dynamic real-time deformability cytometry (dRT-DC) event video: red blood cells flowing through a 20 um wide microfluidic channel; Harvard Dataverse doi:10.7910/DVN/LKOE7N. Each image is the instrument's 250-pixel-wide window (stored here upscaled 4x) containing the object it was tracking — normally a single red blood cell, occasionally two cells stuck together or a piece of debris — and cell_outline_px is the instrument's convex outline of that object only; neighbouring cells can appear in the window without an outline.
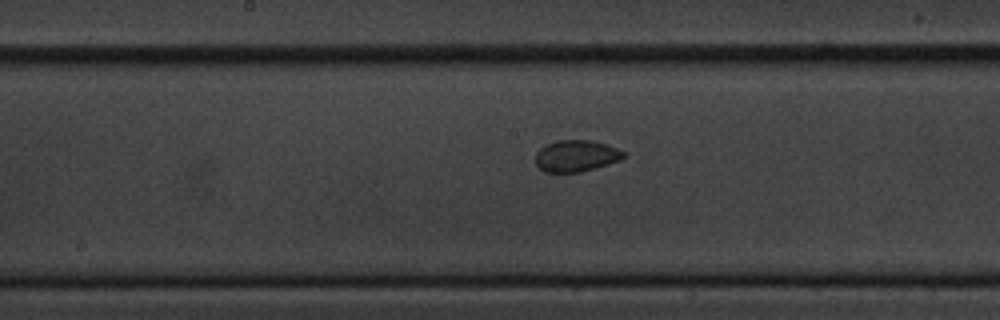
{"species": "common noctule bat (a hibernating species)", "species_latin": "Nyctalus noctula", "temperature_condition": "cold", "stored_images_in_passage": 11, "segment_of_instrument_passage": [2, 2], "camera_frame_rate_fps": 3000, "um_per_image_px": 0.085, "animal": {"sex": "male", "body_mass_g": 20.1, "forearm_length_mm": 53.5}, "frame": {"image": 1, "passage_image": 11, "time_ms": 3.333, "image_size_px": [1000, 320], "cell_outline_px": [[628, 156], [620, 160], [608, 164], [580, 172], [544, 172], [536, 164], [536, 152], [544, 144], [556, 140], [592, 140], [616, 148], [624, 152]], "centroid_in_image_um": [48.96, 13.24], "position_along_channel_um": 199.2, "area_um2": 16.24}}